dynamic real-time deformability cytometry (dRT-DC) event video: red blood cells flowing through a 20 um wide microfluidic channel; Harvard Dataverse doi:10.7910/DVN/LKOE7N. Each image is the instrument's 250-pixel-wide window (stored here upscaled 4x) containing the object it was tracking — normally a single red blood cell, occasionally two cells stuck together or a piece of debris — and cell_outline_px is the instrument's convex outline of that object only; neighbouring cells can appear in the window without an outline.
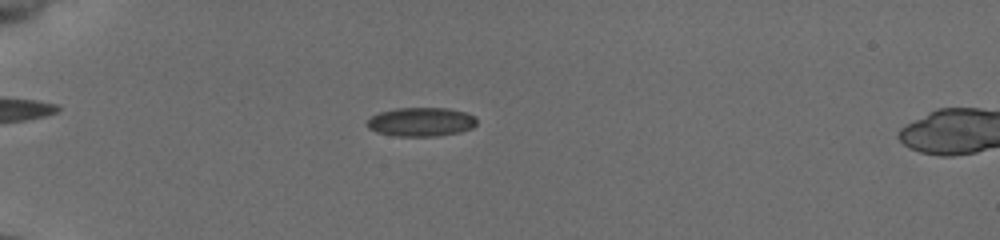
{"species": "common noctule bat (a hibernating species)", "species_latin": "Nyctalus noctula", "temperature_condition": "cold", "stored_images_in_passage": 56, "camera_frame_rate_fps": 3000, "um_per_image_px": 0.085, "animal": {"sex": "female", "body_mass_g": 19.5, "forearm_length_mm": 54.1}, "frame": {"image": 1, "passage_image": 18, "time_ms": 5.667, "image_size_px": [1000, 240], "cell_outline_px": [[476, 124], [472, 128], [460, 132], [436, 136], [396, 136], [376, 132], [368, 128], [368, 120], [372, 116], [380, 112], [396, 108], [448, 108], [464, 112], [476, 116]], "centroid_in_image_um": [35.81, 10.36], "position_along_channel_um": 49.2, "area_um2": 18.44}}
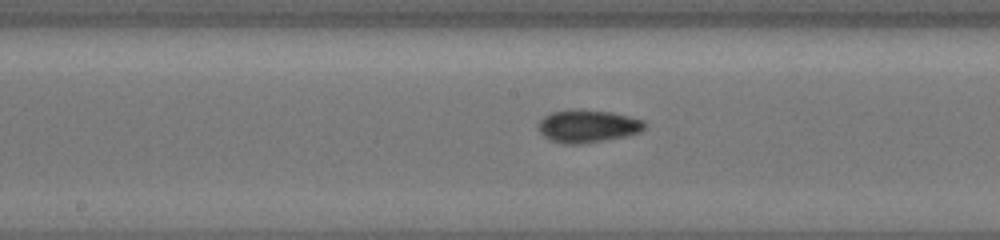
{"frame": {"image": 2, "passage_image": 32, "time_ms": 10.333, "image_size_px": [1000, 240], "cell_outline_px": [[644, 128], [640, 132], [624, 136], [580, 144], [564, 144], [552, 140], [544, 136], [540, 132], [540, 120], [544, 116], [552, 112], [568, 108], [612, 112], [644, 120]], "centroid_in_image_um": [49.94, 10.7], "position_along_channel_um": 198.3, "area_um2": 20.06}}
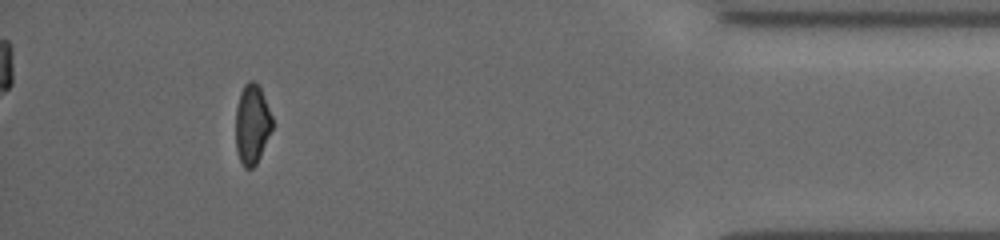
{"frame": {"image": 3, "passage_image": 52, "time_ms": 17.0, "image_size_px": [1000, 240], "cell_outline_px": [[272, 128], [260, 156], [256, 164], [252, 168], [244, 168], [240, 160], [236, 148], [236, 108], [240, 92], [244, 84], [248, 80], [252, 80], [260, 88], [272, 116]], "centroid_in_image_um": [21.41, 10.55], "position_along_channel_um": 413.8, "area_um2": 16.82}, "authors_computed_cell_mechanics": {"area_um2": 18.2648, "velocity_mm_per_s": 3.8923, "shape_relaxation_time_tau1_ms": 4.784, "shape_relaxation_time_tau2_ms": 4.2098, "deformation_change_tau1": 0.1018, "deformation_change_tau2": 0.0675}}